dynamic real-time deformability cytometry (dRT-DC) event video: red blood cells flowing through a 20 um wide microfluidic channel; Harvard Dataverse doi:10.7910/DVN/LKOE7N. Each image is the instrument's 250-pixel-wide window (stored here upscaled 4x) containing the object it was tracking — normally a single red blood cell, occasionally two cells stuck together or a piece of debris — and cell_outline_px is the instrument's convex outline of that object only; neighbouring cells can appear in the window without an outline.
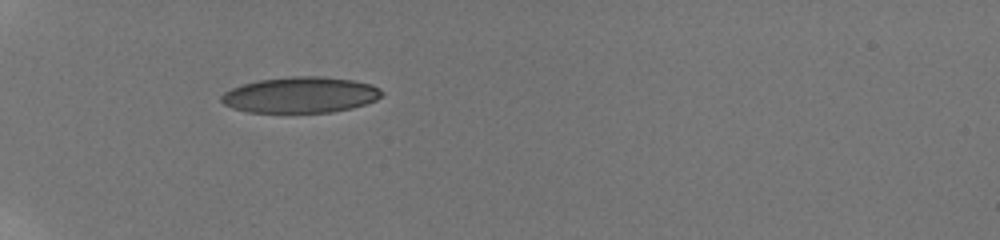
{"species": "human", "species_latin": "Homo sapiens", "temperature_condition": "room temperature", "stored_images_in_passage": 26, "camera_frame_rate_fps": 3000, "um_per_image_px": 0.085, "donor": {"sex": "male"}, "frame": {"image": 1, "passage_image": 1, "time_ms": 0.0, "image_size_px": [1000, 240], "cell_outline_px": [[384, 92], [376, 100], [352, 108], [332, 112], [248, 112], [232, 108], [224, 104], [220, 100], [220, 96], [224, 92], [232, 88], [244, 84], [260, 80], [292, 76], [324, 76], [352, 80], [372, 84], [380, 88]], "centroid_in_image_um": [25.55, 8.06], "position_along_channel_um": 59.4, "area_um2": 33.58}}
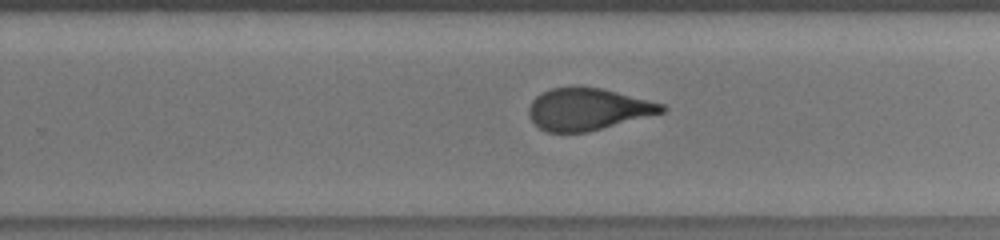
{"frame": {"image": 2, "passage_image": 17, "time_ms": 6.333, "image_size_px": [1000, 240], "cell_outline_px": [[668, 108], [664, 112], [588, 132], [548, 132], [540, 128], [528, 116], [528, 108], [532, 100], [540, 92], [552, 88], [572, 84], [580, 84], [600, 88], [664, 104]], "centroid_in_image_um": [49.92, 9.25], "position_along_channel_um": 279.9, "area_um2": 32.89}}
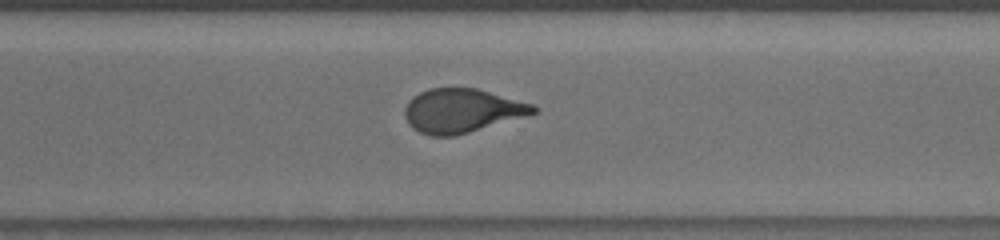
{"frame": {"image": 3, "passage_image": 19, "time_ms": 7.667, "image_size_px": [1000, 240], "cell_outline_px": [[540, 108], [536, 112], [468, 132], [452, 136], [432, 136], [420, 132], [412, 128], [408, 124], [404, 116], [404, 108], [408, 100], [420, 92], [428, 88], [476, 88], [532, 104]], "centroid_in_image_um": [39.19, 9.4], "position_along_channel_um": 331.4, "area_um2": 32.48}, "authors_computed_cell_mechanics": {"area_um2": 33.3506, "velocity_mm_per_s": 3.8649, "shape_relaxation_time_tau1_ms": 5.9965, "shape_relaxation_time_tau2_ms": 0.9083, "deformation_change_tau1": 0.1948, "deformation_change_tau2": 0.0653}}